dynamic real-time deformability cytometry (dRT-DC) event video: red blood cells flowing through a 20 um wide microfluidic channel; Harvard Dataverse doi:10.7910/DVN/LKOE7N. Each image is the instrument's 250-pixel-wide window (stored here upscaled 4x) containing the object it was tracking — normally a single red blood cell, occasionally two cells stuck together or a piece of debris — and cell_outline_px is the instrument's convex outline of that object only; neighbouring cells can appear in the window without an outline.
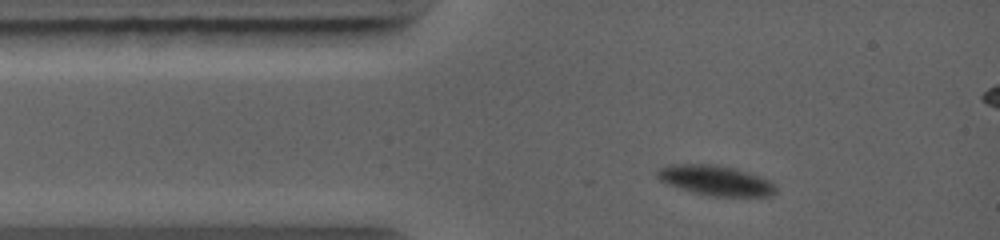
{"species": "common noctule bat (a hibernating species)", "species_latin": "Nyctalus noctula", "temperature_condition": "warm", "stored_images_in_passage": 7, "camera_frame_rate_fps": 5000, "um_per_image_px": 0.085, "animal": {"sex": "female", "body_mass_g": 19.0, "forearm_length_mm": 56.7}, "frame": {"image": 1, "passage_image": 2, "time_ms": 0.6, "image_size_px": [1000, 240], "cell_outline_px": [[776, 192], [772, 196], [712, 196], [692, 192], [668, 184], [660, 180], [656, 176], [656, 172], [660, 168], [668, 164], [712, 164], [736, 168], [768, 180], [776, 188]], "centroid_in_image_um": [60.79, 15.33], "position_along_channel_um": 24.2, "area_um2": 20.58}}